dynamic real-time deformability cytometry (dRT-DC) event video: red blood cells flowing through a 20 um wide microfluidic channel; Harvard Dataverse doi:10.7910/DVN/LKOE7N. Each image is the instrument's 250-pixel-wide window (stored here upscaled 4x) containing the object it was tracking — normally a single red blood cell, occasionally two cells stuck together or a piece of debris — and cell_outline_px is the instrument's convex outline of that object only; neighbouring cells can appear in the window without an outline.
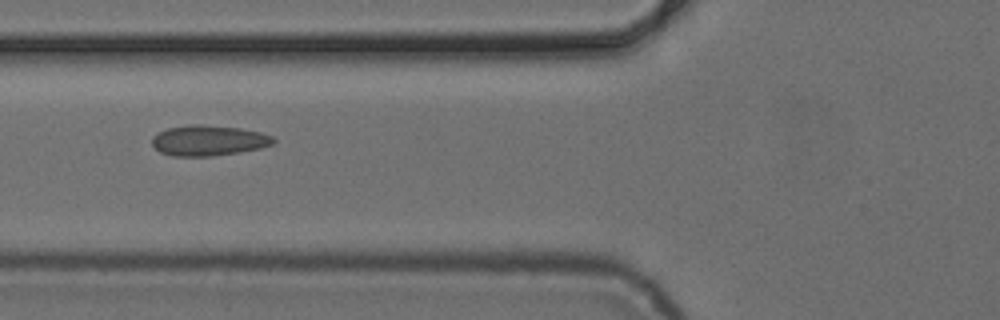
{"species": "common noctule bat (a hibernating species)", "species_latin": "Nyctalus noctula", "temperature_condition": "cold", "stored_images_in_passage": 5, "camera_frame_rate_fps": 3000, "um_per_image_px": 0.085, "animal": {"sex": "female", "body_mass_g": 24.6, "forearm_length_mm": 56.2}, "frame": {"image": 1, "passage_image": 3, "time_ms": 2.667, "image_size_px": [1000, 320], "cell_outline_px": [[276, 140], [272, 144], [260, 148], [240, 152], [212, 156], [172, 156], [160, 152], [152, 144], [152, 136], [168, 128], [188, 124], [204, 124], [240, 128], [260, 132], [272, 136]], "centroid_in_image_um": [17.72, 11.93], "position_along_channel_um": 108.1, "area_um2": 21.62}}
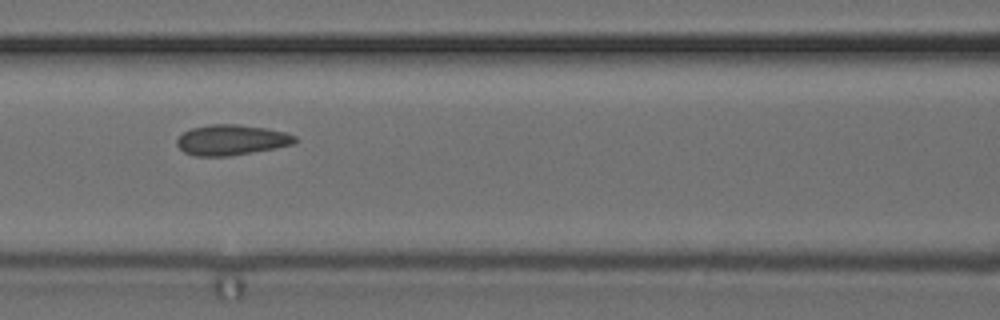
{"frame": {"image": 2, "passage_image": 4, "time_ms": 3.667, "image_size_px": [1000, 320], "cell_outline_px": [[300, 140], [292, 144], [276, 148], [228, 156], [196, 156], [184, 152], [176, 144], [176, 140], [184, 132], [192, 128], [212, 124], [240, 124], [268, 128], [284, 132], [296, 136]], "centroid_in_image_um": [19.7, 11.89], "position_along_channel_um": 146.9, "area_um2": 20.98}}
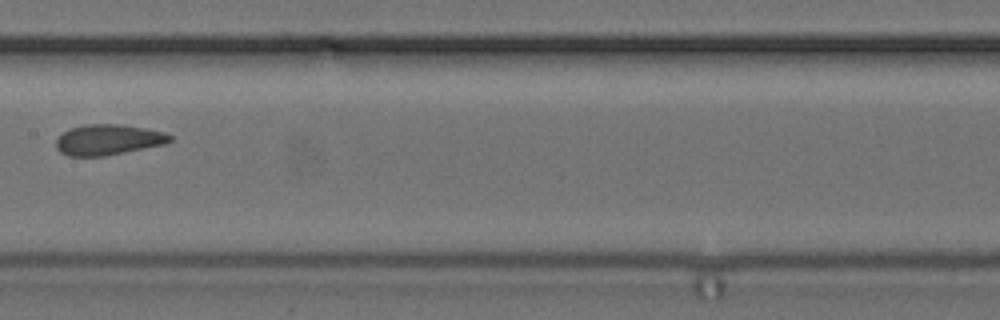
{"frame": {"image": 3, "passage_image": 5, "time_ms": 5.0, "image_size_px": [1000, 320], "cell_outline_px": [[172, 140], [164, 144], [104, 156], [68, 156], [60, 152], [56, 148], [56, 140], [64, 132], [72, 128], [84, 124], [120, 124], [144, 128], [164, 132], [172, 136]], "centroid_in_image_um": [9.18, 11.87], "position_along_channel_um": 198.2, "area_um2": 20.11}}